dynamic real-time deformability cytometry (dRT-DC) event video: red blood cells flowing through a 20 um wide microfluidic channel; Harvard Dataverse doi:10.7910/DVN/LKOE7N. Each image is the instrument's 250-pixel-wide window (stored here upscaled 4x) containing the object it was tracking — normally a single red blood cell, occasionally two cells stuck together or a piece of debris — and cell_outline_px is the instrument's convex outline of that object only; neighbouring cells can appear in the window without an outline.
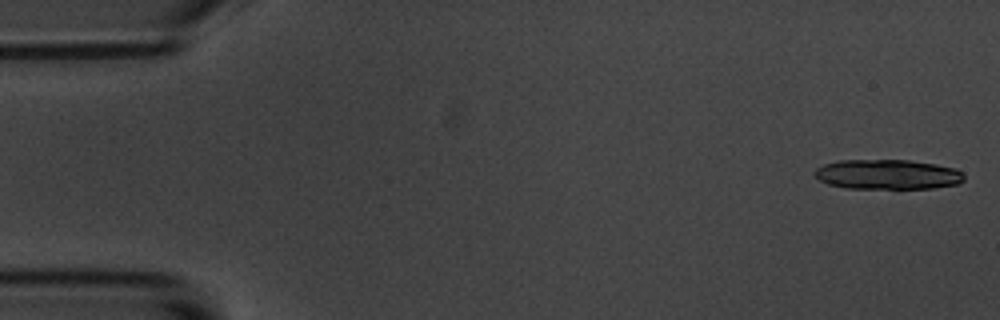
{"species": "common noctule bat (a hibernating species)", "species_latin": "Nyctalus noctula", "temperature_condition": "room temperature", "stored_images_in_passage": 5, "segment_of_instrument_passage": [1, 2], "camera_frame_rate_fps": 3000, "um_per_image_px": 0.085, "animal": {"sex": "male", "body_mass_g": 20.1, "forearm_length_mm": 53.5}, "frame": {"image": 1, "passage_image": 1, "time_ms": 0.0, "image_size_px": [1000, 320], "cell_outline_px": [[964, 180], [960, 184], [932, 188], [848, 188], [828, 184], [820, 180], [812, 172], [816, 168], [824, 164], [840, 160], [908, 160], [936, 164], [956, 168], [964, 172]], "centroid_in_image_um": [75.48, 14.82], "position_along_channel_um": 9.5, "area_um2": 26.13}}